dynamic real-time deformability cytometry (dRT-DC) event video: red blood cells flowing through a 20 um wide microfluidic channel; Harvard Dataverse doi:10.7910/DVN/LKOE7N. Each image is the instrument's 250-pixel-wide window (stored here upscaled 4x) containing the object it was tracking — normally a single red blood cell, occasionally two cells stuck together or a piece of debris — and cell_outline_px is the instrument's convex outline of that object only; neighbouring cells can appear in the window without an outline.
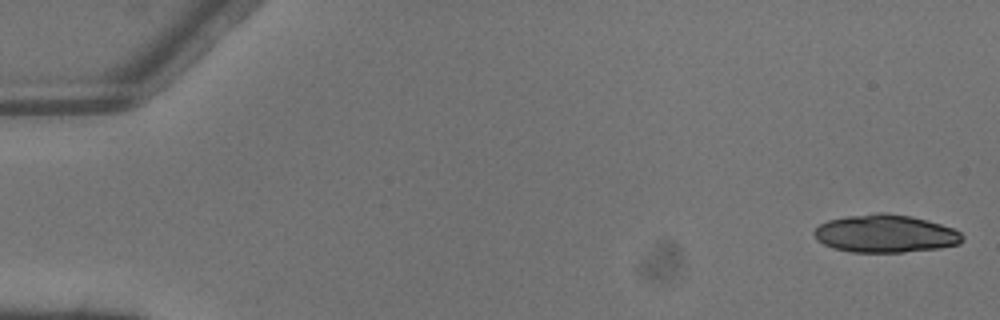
{"species": "common noctule bat (a hibernating species)", "species_latin": "Nyctalus noctula", "temperature_condition": "warm", "stored_images_in_passage": 4, "camera_frame_rate_fps": 3000, "um_per_image_px": 0.085, "animal": {"sex": "male", "body_mass_g": 13.3}, "frame": {"image": 1, "passage_image": 1, "time_ms": 0.0, "image_size_px": [1000, 320], "cell_outline_px": [[964, 240], [960, 244], [940, 248], [904, 252], [852, 252], [832, 248], [816, 240], [812, 232], [820, 224], [828, 220], [848, 216], [876, 212], [884, 212], [912, 216], [940, 224], [952, 228], [960, 232], [964, 236]], "centroid_in_image_um": [75.25, 19.86], "position_along_channel_um": 9.7, "area_um2": 32.89}}